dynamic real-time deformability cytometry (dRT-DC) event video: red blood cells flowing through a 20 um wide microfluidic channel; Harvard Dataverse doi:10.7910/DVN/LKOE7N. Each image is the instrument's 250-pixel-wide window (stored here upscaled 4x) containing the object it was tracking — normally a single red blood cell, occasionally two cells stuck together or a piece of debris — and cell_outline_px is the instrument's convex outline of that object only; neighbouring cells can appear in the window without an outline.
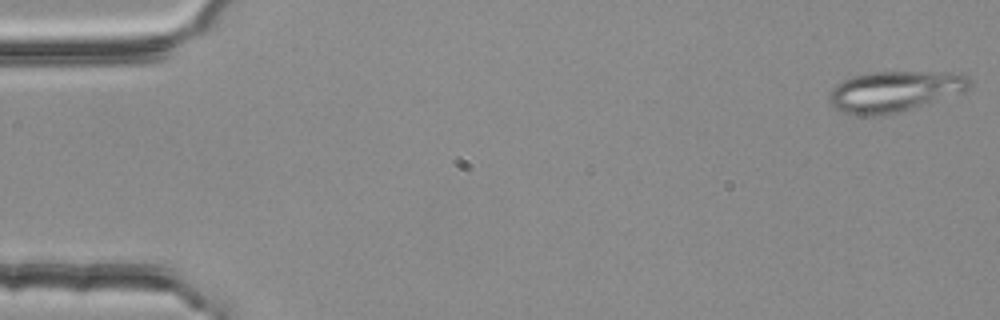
{"species": "common noctule bat (a hibernating species)", "species_latin": "Nyctalus noctula", "temperature_condition": "room temperature", "stored_images_in_passage": 4, "camera_frame_rate_fps": 3000, "um_per_image_px": 0.085, "animal": {"sex": "female", "body_mass_g": 25.1}, "frame": {"image": 1, "passage_image": 1, "time_ms": 0.0, "image_size_px": [1000, 320], "cell_outline_px": [[972, 88], [964, 92], [904, 112], [868, 116], [852, 116], [840, 112], [828, 100], [828, 96], [832, 88], [836, 84], [852, 76], [872, 72], [960, 72], [968, 76], [972, 80]], "centroid_in_image_um": [76.08, 7.78], "position_along_channel_um": 8.9, "area_um2": 34.16}}